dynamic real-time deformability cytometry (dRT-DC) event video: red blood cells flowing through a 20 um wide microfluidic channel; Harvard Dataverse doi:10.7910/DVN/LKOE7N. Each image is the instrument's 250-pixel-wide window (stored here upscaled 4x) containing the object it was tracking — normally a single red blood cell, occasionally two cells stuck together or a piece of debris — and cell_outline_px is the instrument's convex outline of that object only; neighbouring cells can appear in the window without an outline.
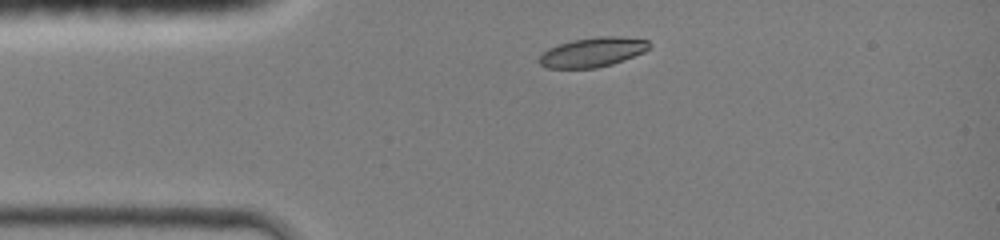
{"species": "common noctule bat (a hibernating species)", "species_latin": "Nyctalus noctula", "temperature_condition": "room temperature", "stored_images_in_passage": 31, "camera_frame_rate_fps": 3000, "um_per_image_px": 0.085, "animal": {"sex": "female", "body_mass_g": 19.0, "forearm_length_mm": 51.5}, "frame": {"image": 1, "passage_image": 1, "time_ms": 0.0, "image_size_px": [1000, 240], "cell_outline_px": [[652, 44], [644, 52], [624, 60], [612, 64], [596, 68], [548, 68], [540, 64], [536, 60], [548, 48], [572, 40], [600, 36], [620, 36], [648, 40]], "centroid_in_image_um": [50.38, 4.43], "position_along_channel_um": 34.6, "area_um2": 18.96}}
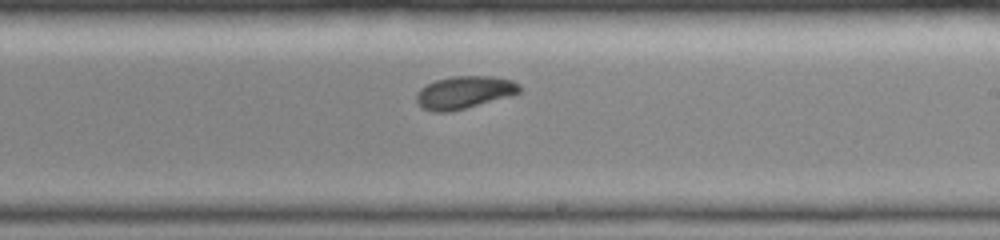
{"frame": {"image": 2, "passage_image": 18, "time_ms": 5.667, "image_size_px": [1000, 240], "cell_outline_px": [[520, 92], [508, 96], [464, 108], [448, 112], [432, 112], [424, 108], [416, 100], [416, 96], [420, 88], [436, 80], [452, 76], [496, 76], [512, 80], [520, 84]], "centroid_in_image_um": [39.46, 7.83], "position_along_channel_um": 249.5, "area_um2": 19.31}}
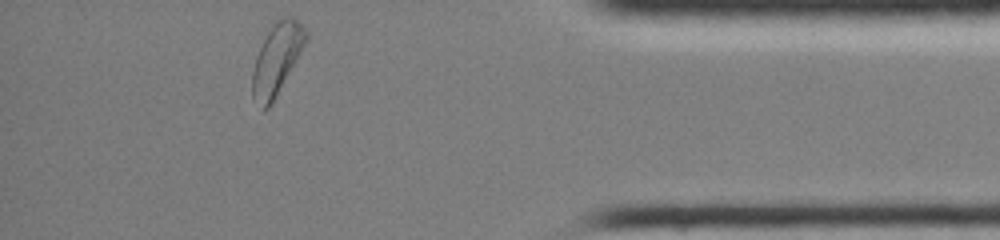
{"frame": {"image": 3, "passage_image": 31, "time_ms": 10.0, "image_size_px": [1000, 240], "cell_outline_px": [[308, 40], [272, 104], [264, 112], [252, 96], [252, 72], [256, 56], [268, 32], [276, 20], [284, 16], [292, 16], [308, 32]], "centroid_in_image_um": [23.54, 5.04], "position_along_channel_um": 411.7, "area_um2": 22.08}, "authors_computed_cell_mechanics": {"area_um2": 19.8832, "velocity_mm_per_s": 4.3012, "shape_relaxation_time_tau1_ms": 1.6969, "shape_relaxation_time_tau2_ms": null, "deformation_change_tau1": 0.1099, "deformation_change_tau2": null}}